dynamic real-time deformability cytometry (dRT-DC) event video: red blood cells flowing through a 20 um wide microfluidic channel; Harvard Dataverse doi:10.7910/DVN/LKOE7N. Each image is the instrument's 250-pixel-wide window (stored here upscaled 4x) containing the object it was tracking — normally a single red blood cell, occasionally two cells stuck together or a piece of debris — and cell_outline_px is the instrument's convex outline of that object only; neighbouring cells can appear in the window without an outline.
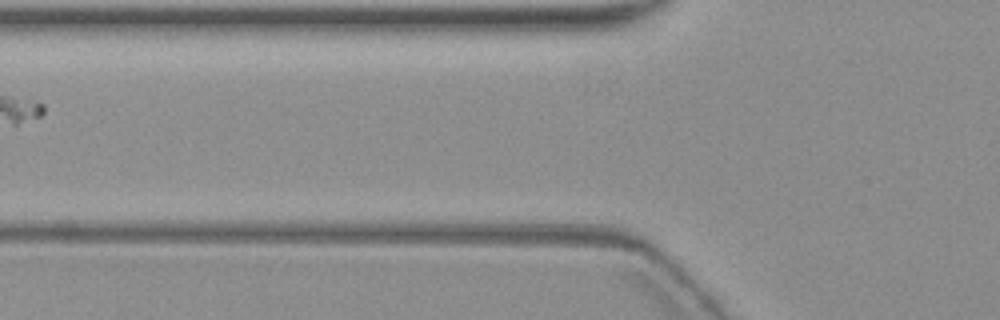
{"species": "common noctule bat (a hibernating species)", "species_latin": "Nyctalus noctula", "temperature_condition": "warm", "stored_images_in_passage": 3, "camera_frame_rate_fps": 3000, "um_per_image_px": 0.085, "animal": {"sex": "female", "body_mass_g": 19.3, "forearm_length_mm": 54.1}, "frame": {"image": 1, "passage_image": 2, "time_ms": 1.333, "image_size_px": [1000, 320], "cell_outline_px": [[636, 248], [632, 252], [456, 244], [460, 240], [556, 236], [568, 236], [620, 244]], "centroid_in_image_um": [46.88, 20.7], "position_along_channel_um": 78.9, "area_um2": 11.44}}